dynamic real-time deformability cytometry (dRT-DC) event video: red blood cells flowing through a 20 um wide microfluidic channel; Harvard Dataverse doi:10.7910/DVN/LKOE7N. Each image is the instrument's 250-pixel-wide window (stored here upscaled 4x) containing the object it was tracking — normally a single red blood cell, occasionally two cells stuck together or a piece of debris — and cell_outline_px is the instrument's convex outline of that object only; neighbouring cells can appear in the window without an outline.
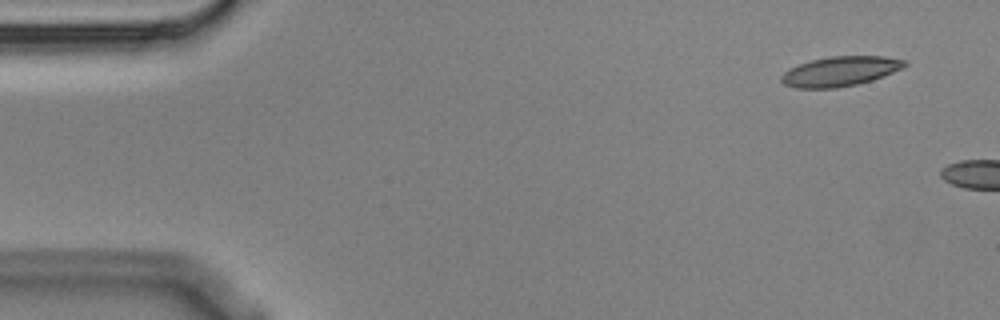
{"species": "Egyptian fruit bat (a non-hibernating species)", "species_latin": "Rousettus aegyptiacus", "temperature_condition": "cold", "stored_images_in_passage": 5, "camera_frame_rate_fps": 3000, "um_per_image_px": 0.085, "animal": {"sex": "male"}, "frame": {"image": 1, "passage_image": 1, "time_ms": 0.0, "image_size_px": [1000, 320], "cell_outline_px": [[908, 64], [904, 68], [884, 76], [872, 80], [856, 84], [836, 88], [796, 88], [784, 84], [780, 80], [780, 76], [788, 68], [812, 60], [832, 56], [884, 56], [904, 60]], "centroid_in_image_um": [71.42, 6.06], "position_along_channel_um": 13.6, "area_um2": 21.39}}
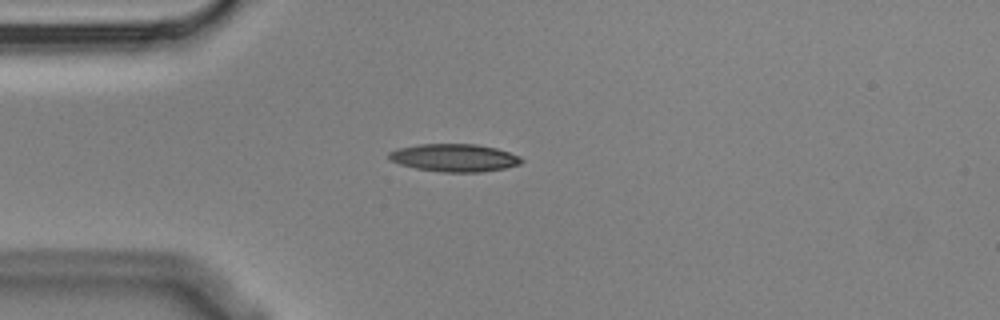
{"frame": {"image": 2, "passage_image": 5, "time_ms": 1.333, "image_size_px": [1000, 320], "cell_outline_px": [[524, 160], [520, 164], [504, 168], [480, 172], [444, 172], [416, 168], [400, 164], [388, 160], [388, 152], [396, 148], [416, 144], [476, 144], [496, 148], [520, 156]], "centroid_in_image_um": [38.58, 13.4], "position_along_channel_um": 46.4, "area_um2": 21.5}}